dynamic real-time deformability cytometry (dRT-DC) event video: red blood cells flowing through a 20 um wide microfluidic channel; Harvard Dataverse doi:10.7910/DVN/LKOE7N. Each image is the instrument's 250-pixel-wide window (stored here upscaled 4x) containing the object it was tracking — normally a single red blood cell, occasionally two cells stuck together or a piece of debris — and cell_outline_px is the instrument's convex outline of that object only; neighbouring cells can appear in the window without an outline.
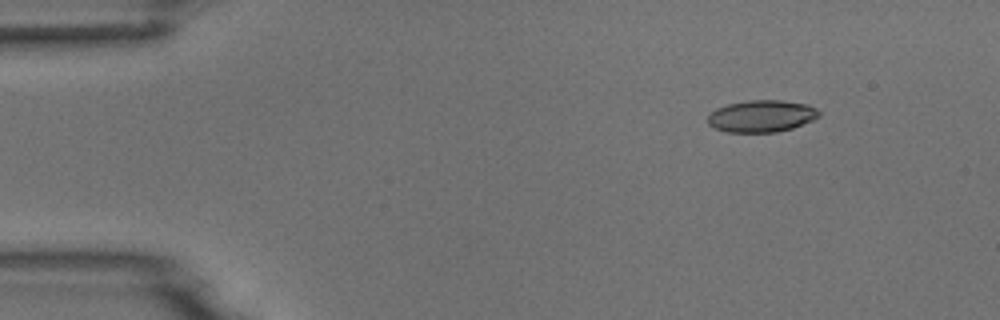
{"species": "common noctule bat (a hibernating species)", "species_latin": "Nyctalus noctula", "temperature_condition": "room temperature", "stored_images_in_passage": 8, "camera_frame_rate_fps": 3000, "um_per_image_px": 0.085, "animal": {"sex": "male", "body_mass_g": 18.8}, "frame": {"image": 1, "passage_image": 1, "time_ms": 0.0, "image_size_px": [1000, 320], "cell_outline_px": [[820, 116], [812, 120], [792, 128], [776, 132], [728, 132], [716, 128], [708, 124], [708, 116], [716, 108], [728, 104], [748, 100], [780, 100], [808, 104], [816, 108], [820, 112]], "centroid_in_image_um": [64.75, 9.86], "position_along_channel_um": 20.3, "area_um2": 20.63}}
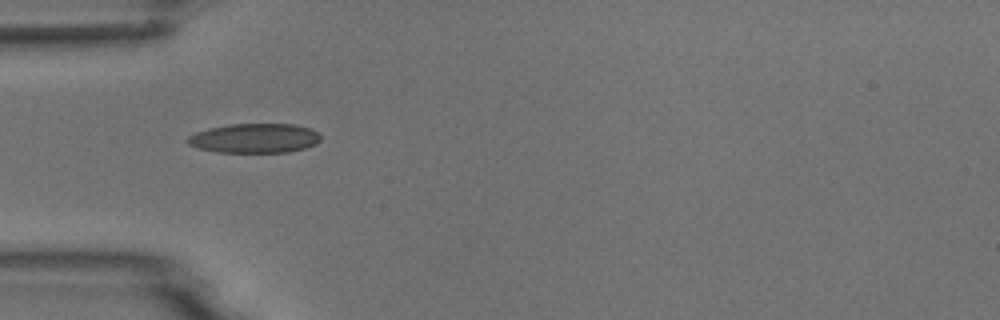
{"frame": {"image": 2, "passage_image": 3, "time_ms": 3.333, "image_size_px": [1000, 320], "cell_outline_px": [[320, 140], [316, 144], [304, 148], [288, 152], [216, 152], [196, 148], [188, 144], [188, 136], [196, 132], [208, 128], [228, 124], [292, 124], [312, 128], [320, 136]], "centroid_in_image_um": [21.62, 11.74], "position_along_channel_um": 63.4, "area_um2": 22.89}}
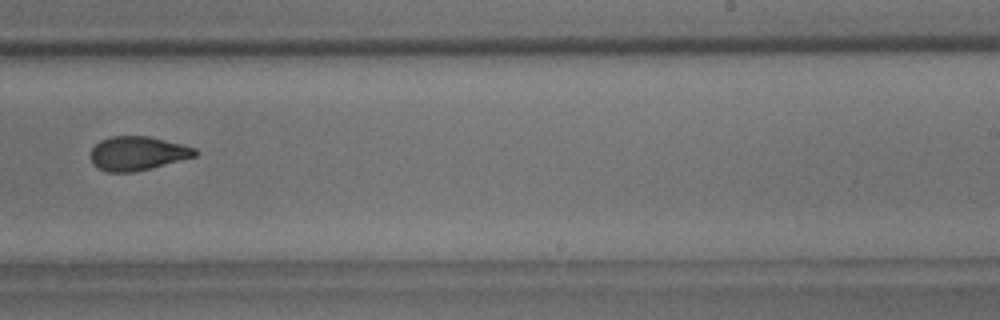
{"frame": {"image": 3, "passage_image": 8, "time_ms": 9.0, "image_size_px": [1000, 320], "cell_outline_px": [[200, 152], [196, 156], [152, 168], [132, 172], [108, 172], [96, 168], [92, 164], [92, 148], [100, 140], [108, 136], [148, 136], [196, 148]], "centroid_in_image_um": [11.69, 13.04], "position_along_channel_um": 277.3, "area_um2": 20.69}}